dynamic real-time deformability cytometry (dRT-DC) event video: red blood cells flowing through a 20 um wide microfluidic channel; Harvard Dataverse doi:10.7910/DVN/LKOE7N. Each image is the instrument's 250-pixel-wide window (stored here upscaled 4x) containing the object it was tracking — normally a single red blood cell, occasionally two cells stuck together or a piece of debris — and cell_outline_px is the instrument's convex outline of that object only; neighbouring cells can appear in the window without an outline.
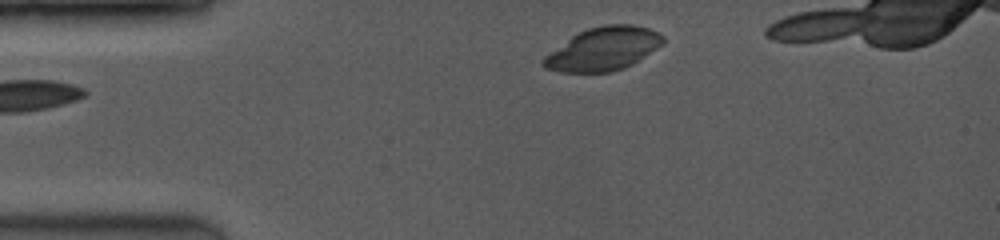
{"species": "common noctule bat (a hibernating species)", "species_latin": "Nyctalus noctula", "temperature_condition": "room temperature", "stored_images_in_passage": 6, "camera_frame_rate_fps": 3500, "um_per_image_px": 0.085, "animal": {"sex": "female", "body_mass_g": 19.0, "forearm_length_mm": 53.3}, "frame": {"image": 1, "passage_image": 1, "time_ms": 0.0, "image_size_px": [1000, 240], "cell_outline_px": [[664, 44], [632, 64], [624, 68], [612, 72], [560, 72], [544, 68], [540, 64], [540, 60], [544, 56], [572, 36], [588, 28], [608, 24], [632, 24], [648, 28], [664, 36]], "centroid_in_image_um": [51.27, 4.17], "position_along_channel_um": 33.7, "area_um2": 30.11}}
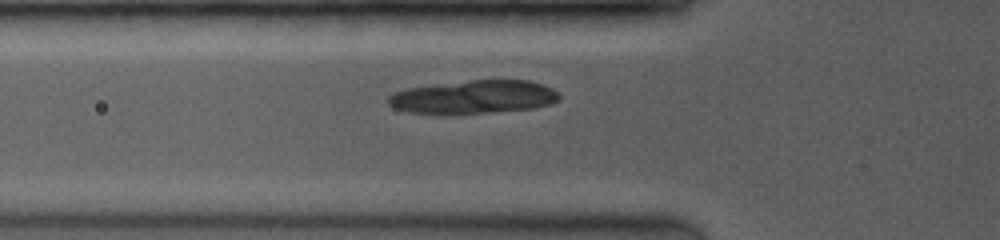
{"frame": {"image": 2, "passage_image": 5, "time_ms": 2.286, "image_size_px": [1000, 240], "cell_outline_px": [[560, 100], [552, 104], [536, 108], [496, 112], [444, 116], [440, 116], [408, 112], [396, 108], [388, 104], [388, 96], [392, 92], [408, 88], [436, 84], [472, 80], [528, 80], [544, 84], [552, 88], [560, 96]], "centroid_in_image_um": [40.25, 8.28], "position_along_channel_um": 85.6, "area_um2": 34.16}}